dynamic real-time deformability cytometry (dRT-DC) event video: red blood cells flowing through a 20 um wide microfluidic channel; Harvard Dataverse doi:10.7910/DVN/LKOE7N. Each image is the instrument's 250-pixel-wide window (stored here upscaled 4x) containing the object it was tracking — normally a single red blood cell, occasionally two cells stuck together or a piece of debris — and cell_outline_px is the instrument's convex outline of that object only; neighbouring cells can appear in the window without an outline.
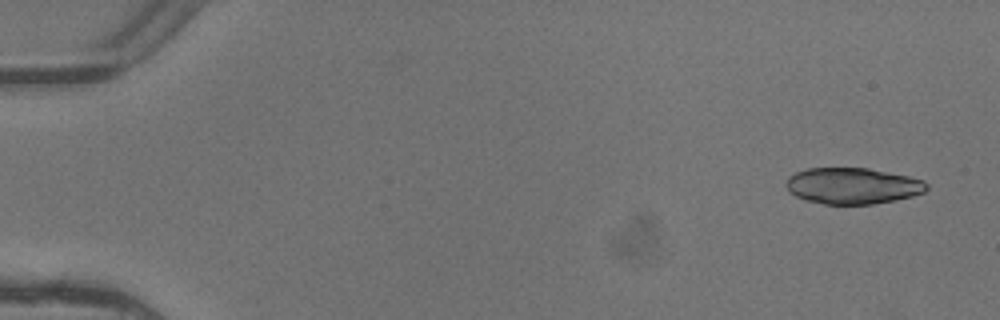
{"species": "common noctule bat (a hibernating species)", "species_latin": "Nyctalus noctula", "temperature_condition": "warm", "stored_images_in_passage": 5, "camera_frame_rate_fps": 3000, "um_per_image_px": 0.085, "animal": {"sex": "female"}, "frame": {"image": 1, "passage_image": 1, "time_ms": 0.0, "image_size_px": [1000, 320], "cell_outline_px": [[928, 188], [924, 192], [912, 196], [896, 200], [872, 204], [824, 204], [804, 200], [788, 192], [784, 184], [788, 176], [796, 172], [808, 168], [868, 168], [908, 176], [924, 180], [928, 184]], "centroid_in_image_um": [72.44, 15.8], "position_along_channel_um": 12.6, "area_um2": 29.88}}